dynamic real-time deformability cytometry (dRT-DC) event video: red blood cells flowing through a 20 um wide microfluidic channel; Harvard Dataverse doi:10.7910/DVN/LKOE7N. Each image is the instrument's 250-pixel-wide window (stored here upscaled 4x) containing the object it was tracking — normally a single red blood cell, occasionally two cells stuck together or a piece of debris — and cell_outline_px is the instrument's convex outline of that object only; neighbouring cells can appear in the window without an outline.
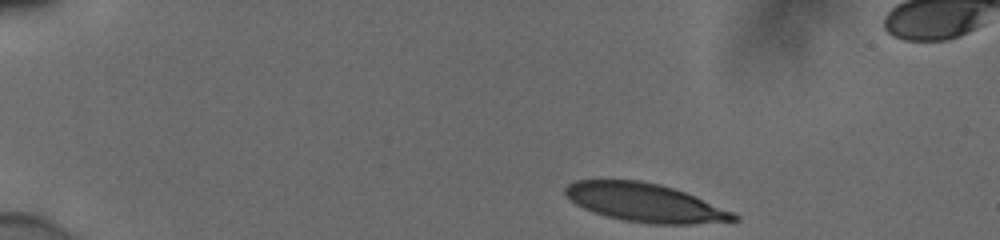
{"species": "human", "species_latin": "Homo sapiens", "temperature_condition": "cold", "stored_images_in_passage": 45, "camera_frame_rate_fps": 3000, "um_per_image_px": 0.085, "donor": {"sex": "male"}, "frame": {"image": 1, "passage_image": 1, "time_ms": 0.0, "image_size_px": [1000, 240], "cell_outline_px": [[740, 220], [692, 224], [652, 224], [624, 220], [608, 216], [584, 208], [576, 204], [564, 192], [564, 188], [568, 184], [576, 180], [640, 180], [660, 184], [684, 192], [732, 212], [740, 216]], "centroid_in_image_um": [54.82, 17.22], "position_along_channel_um": 30.2, "area_um2": 37.22}}
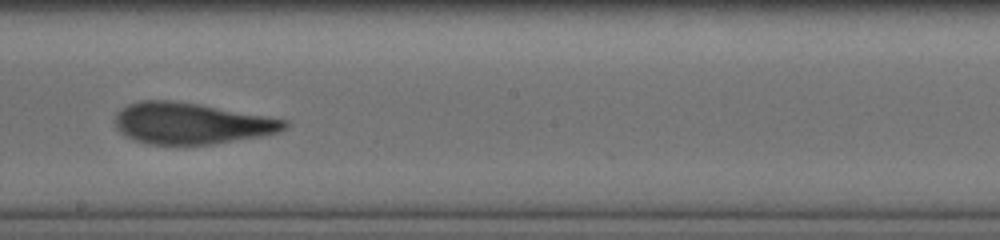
{"frame": {"image": 2, "passage_image": 24, "time_ms": 7.667, "image_size_px": [1000, 240], "cell_outline_px": [[288, 128], [280, 132], [260, 136], [212, 144], [148, 144], [132, 140], [124, 136], [116, 128], [112, 120], [116, 112], [120, 108], [128, 104], [140, 100], [168, 100], [196, 104], [288, 120]], "centroid_in_image_um": [16.18, 10.49], "position_along_channel_um": 232.0, "area_um2": 40.81}}
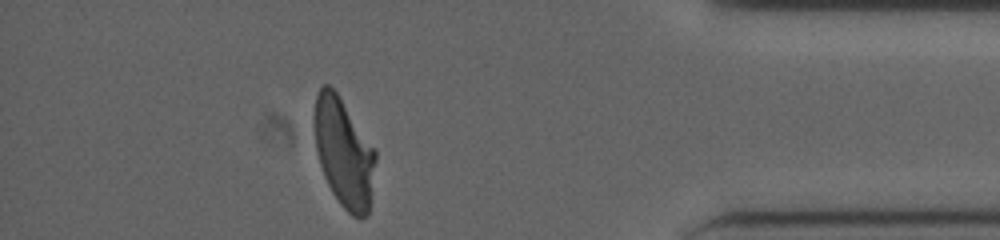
{"frame": {"image": 3, "passage_image": 40, "time_ms": 13.0, "image_size_px": [1000, 240], "cell_outline_px": [[376, 160], [368, 216], [352, 216], [340, 204], [332, 192], [324, 176], [316, 152], [312, 124], [312, 116], [316, 96], [320, 88], [324, 84], [328, 84], [336, 92], [376, 148]], "centroid_in_image_um": [29.2, 12.95], "position_along_channel_um": 406.0, "area_um2": 39.19}, "authors_computed_cell_mechanics": {"area_um2": 40.6334, "velocity_mm_per_s": 3.8633, "shape_relaxation_time_tau1_ms": 4.7188, "shape_relaxation_time_tau2_ms": 1.4138, "deformation_change_tau1": 0.191, "deformation_change_tau2": 0.0922}}